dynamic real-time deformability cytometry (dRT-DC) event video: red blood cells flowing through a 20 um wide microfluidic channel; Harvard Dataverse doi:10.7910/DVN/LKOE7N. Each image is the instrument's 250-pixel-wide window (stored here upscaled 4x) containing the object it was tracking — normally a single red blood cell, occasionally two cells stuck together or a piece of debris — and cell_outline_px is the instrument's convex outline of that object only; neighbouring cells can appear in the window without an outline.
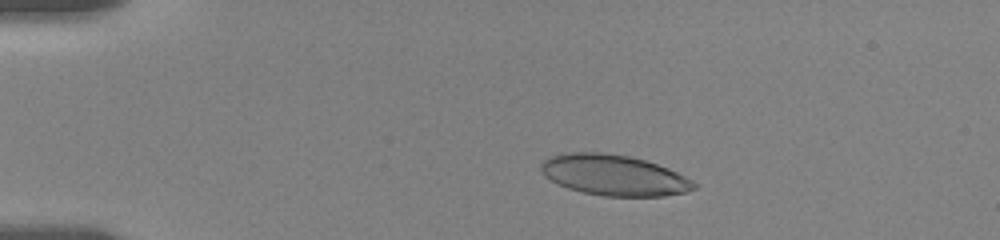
{"species": "human", "species_latin": "Homo sapiens", "temperature_condition": "room temperature", "stored_images_in_passage": 14, "camera_frame_rate_fps": 3000, "um_per_image_px": 0.085, "donor": {"sex": "female"}, "frame": {"image": 1, "passage_image": 2, "time_ms": 0.667, "image_size_px": [1000, 240], "cell_outline_px": [[696, 188], [684, 192], [664, 196], [604, 196], [580, 192], [568, 188], [544, 176], [540, 168], [540, 164], [544, 160], [552, 156], [564, 152], [600, 152], [628, 156], [644, 160], [668, 168], [692, 180], [696, 184]], "centroid_in_image_um": [52.16, 14.89], "position_along_channel_um": 32.8, "area_um2": 36.13}}
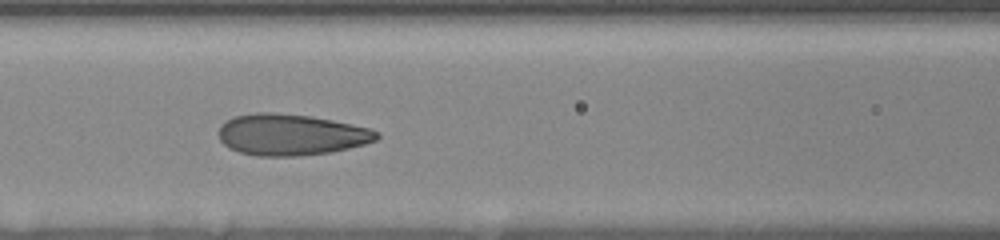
{"frame": {"image": 2, "passage_image": 9, "time_ms": 5.333, "image_size_px": [1000, 240], "cell_outline_px": [[380, 136], [376, 140], [364, 144], [332, 152], [296, 156], [256, 156], [240, 152], [228, 148], [220, 140], [220, 124], [236, 116], [256, 112], [272, 112], [308, 116], [332, 120], [368, 128], [380, 132]], "centroid_in_image_um": [24.73, 11.45], "position_along_channel_um": 141.9, "area_um2": 37.86}}
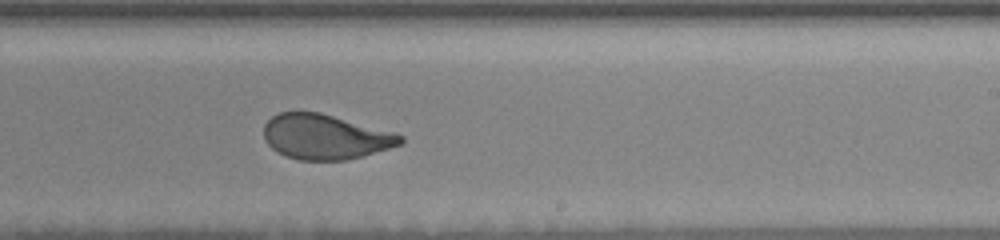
{"frame": {"image": 3, "passage_image": 14, "time_ms": 8.667, "image_size_px": [1000, 240], "cell_outline_px": [[404, 140], [400, 144], [388, 148], [360, 156], [344, 160], [300, 160], [284, 156], [276, 152], [264, 140], [264, 124], [272, 116], [280, 112], [320, 112], [396, 132], [404, 136]], "centroid_in_image_um": [27.63, 11.62], "position_along_channel_um": 261.4, "area_um2": 35.84}}